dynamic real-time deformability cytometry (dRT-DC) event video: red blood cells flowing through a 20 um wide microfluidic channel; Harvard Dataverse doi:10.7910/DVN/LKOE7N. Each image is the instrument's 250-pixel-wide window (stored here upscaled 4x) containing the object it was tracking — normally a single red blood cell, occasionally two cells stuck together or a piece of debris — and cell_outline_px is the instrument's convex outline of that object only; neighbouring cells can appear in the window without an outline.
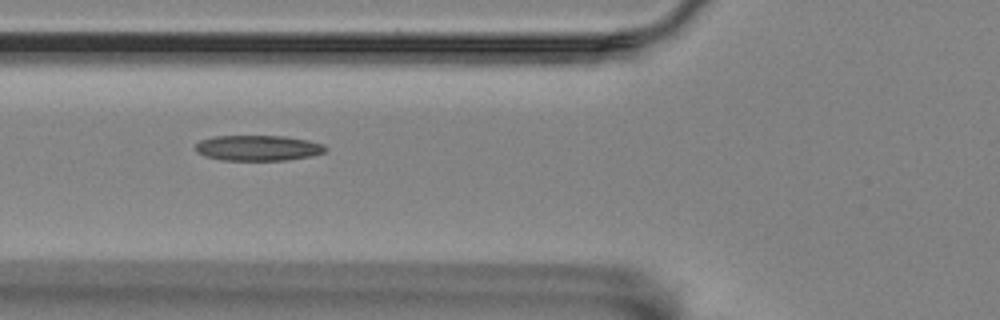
{"species": "Egyptian fruit bat (a non-hibernating species)", "species_latin": "Rousettus aegyptiacus", "temperature_condition": "room temperature", "stored_images_in_passage": 9, "camera_frame_rate_fps": 3000, "um_per_image_px": 0.085, "animal": {"sex": "female"}, "frame": {"image": 1, "passage_image": 6, "time_ms": 7.0, "image_size_px": [1000, 320], "cell_outline_px": [[328, 148], [324, 152], [312, 156], [288, 160], [224, 160], [204, 156], [196, 152], [196, 144], [200, 140], [212, 136], [284, 136], [308, 140], [324, 144]], "centroid_in_image_um": [21.94, 12.57], "position_along_channel_um": 103.9, "area_um2": 19.42}}
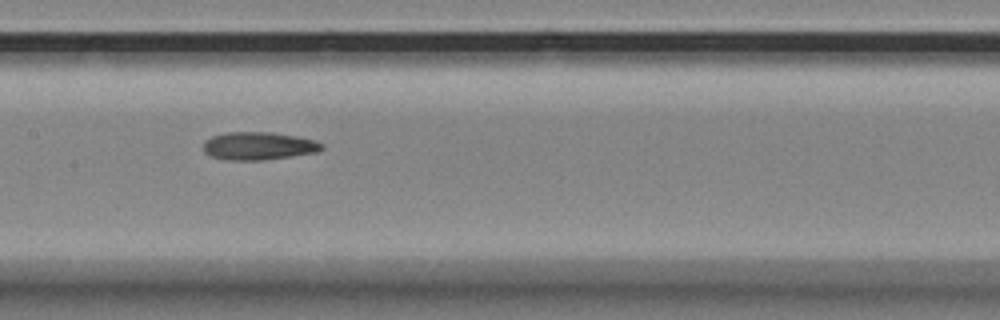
{"frame": {"image": 2, "passage_image": 8, "time_ms": 9.333, "image_size_px": [1000, 320], "cell_outline_px": [[324, 148], [316, 152], [260, 160], [228, 160], [212, 156], [204, 152], [204, 140], [212, 136], [224, 132], [272, 132], [296, 136], [316, 140], [324, 144]], "centroid_in_image_um": [21.97, 12.39], "position_along_channel_um": 185.4, "area_um2": 19.19}}
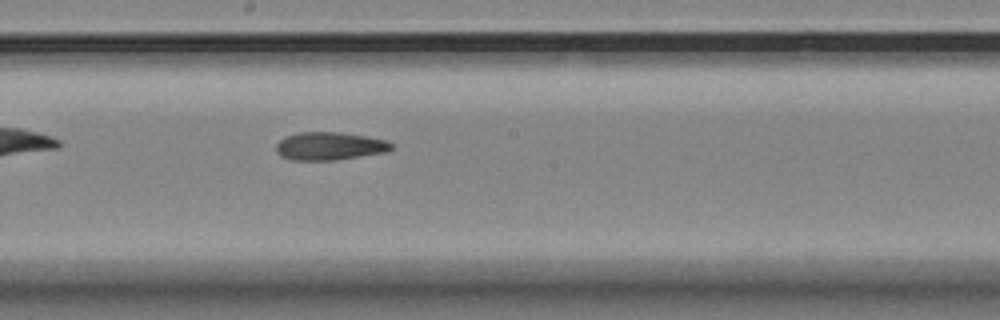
{"frame": {"image": 3, "passage_image": 9, "time_ms": 10.333, "image_size_px": [1000, 320], "cell_outline_px": [[392, 148], [388, 152], [332, 160], [292, 160], [280, 156], [276, 152], [276, 144], [284, 136], [300, 132], [340, 132], [364, 136], [384, 140], [392, 144]], "centroid_in_image_um": [27.96, 12.42], "position_along_channel_um": 220.2, "area_um2": 18.73}}